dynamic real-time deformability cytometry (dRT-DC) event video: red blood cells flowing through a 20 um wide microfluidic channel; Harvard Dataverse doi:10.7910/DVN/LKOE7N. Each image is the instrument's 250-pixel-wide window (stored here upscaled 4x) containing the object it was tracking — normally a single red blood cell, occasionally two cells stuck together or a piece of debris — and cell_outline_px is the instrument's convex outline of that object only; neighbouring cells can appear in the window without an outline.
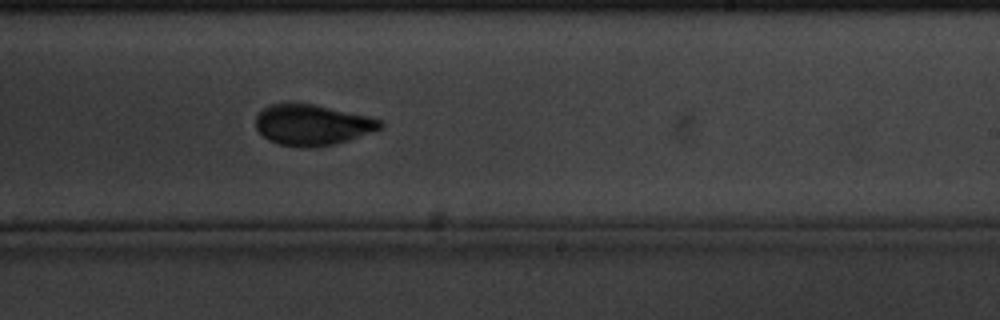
{"species": "common noctule bat (a hibernating species)", "species_latin": "Nyctalus noctula", "temperature_condition": "cold", "stored_images_in_passage": 54, "camera_frame_rate_fps": 3000, "um_per_image_px": 0.085, "animal": {"sex": "male", "body_mass_g": 20.1, "forearm_length_mm": 53.5}, "frame": {"image": 1, "passage_image": 35, "time_ms": 11.333, "image_size_px": [1000, 320], "cell_outline_px": [[384, 128], [336, 144], [312, 148], [300, 148], [280, 144], [268, 140], [256, 128], [256, 116], [268, 104], [288, 100], [316, 104], [368, 116], [384, 120]], "centroid_in_image_um": [26.54, 10.58], "position_along_channel_um": 262.5, "area_um2": 30.46}}